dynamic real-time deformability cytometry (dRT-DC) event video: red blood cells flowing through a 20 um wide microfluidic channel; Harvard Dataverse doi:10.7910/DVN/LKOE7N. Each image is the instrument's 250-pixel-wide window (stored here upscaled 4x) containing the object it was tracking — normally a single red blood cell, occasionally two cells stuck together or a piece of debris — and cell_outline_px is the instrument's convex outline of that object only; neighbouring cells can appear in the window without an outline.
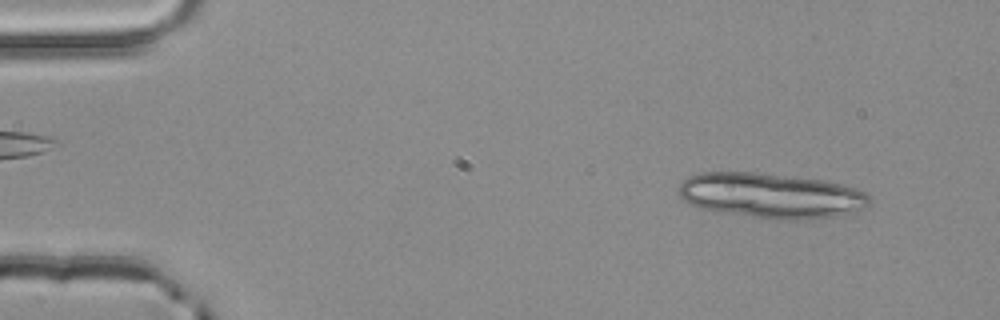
{"species": "common noctule bat (a hibernating species)", "species_latin": "Nyctalus noctula", "temperature_condition": "room temperature", "stored_images_in_passage": 4, "camera_frame_rate_fps": 3000, "um_per_image_px": 0.085, "animal": {"sex": "male", "body_mass_g": 20.4}, "frame": {"image": 1, "passage_image": 1, "time_ms": 0.0, "image_size_px": [1000, 320], "cell_outline_px": [[872, 200], [864, 208], [856, 212], [840, 216], [804, 220], [768, 220], [712, 212], [688, 204], [680, 196], [680, 184], [688, 176], [700, 172], [752, 172], [824, 180], [840, 184], [864, 192]], "centroid_in_image_um": [65.51, 16.66], "position_along_channel_um": 19.5, "area_um2": 50.98}}